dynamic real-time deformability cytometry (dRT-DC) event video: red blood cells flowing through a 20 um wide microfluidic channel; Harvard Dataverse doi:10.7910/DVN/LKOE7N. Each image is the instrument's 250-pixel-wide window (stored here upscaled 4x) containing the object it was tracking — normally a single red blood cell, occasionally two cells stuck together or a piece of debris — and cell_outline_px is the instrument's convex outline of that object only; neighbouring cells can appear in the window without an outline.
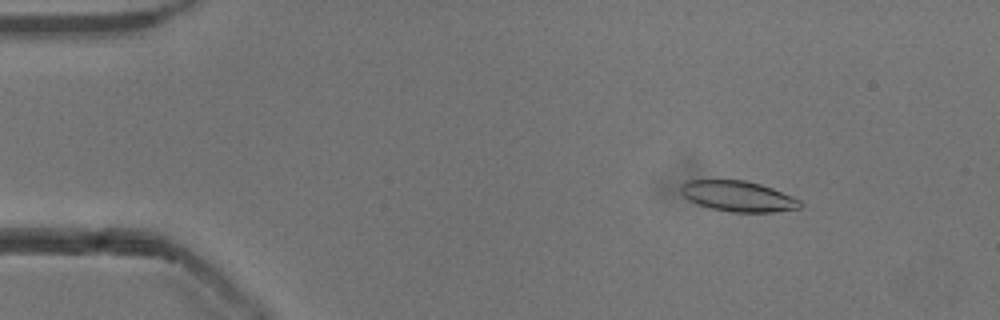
{"species": "common noctule bat (a hibernating species)", "species_latin": "Nyctalus noctula", "temperature_condition": "cold", "stored_images_in_passage": 48, "camera_frame_rate_fps": 3000, "um_per_image_px": 0.085, "animal": {"sex": "male", "body_mass_g": 13.3}, "frame": {"image": 1, "passage_image": 2, "time_ms": 0.333, "image_size_px": [1000, 320], "cell_outline_px": [[804, 204], [800, 208], [772, 212], [732, 212], [712, 208], [688, 200], [680, 192], [680, 184], [688, 180], [744, 180], [760, 184], [772, 188], [792, 196], [800, 200]], "centroid_in_image_um": [62.74, 16.67], "position_along_channel_um": 22.3, "area_um2": 21.21}}
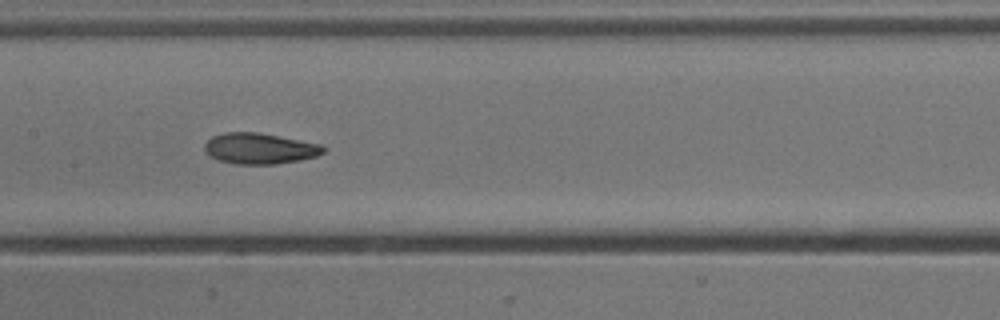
{"frame": {"image": 2, "passage_image": 21, "time_ms": 6.667, "image_size_px": [1000, 320], "cell_outline_px": [[324, 152], [316, 156], [300, 160], [276, 164], [236, 164], [220, 160], [212, 156], [204, 148], [204, 144], [212, 136], [224, 132], [256, 132], [320, 144], [324, 148]], "centroid_in_image_um": [22.06, 12.62], "position_along_channel_um": 185.3, "area_um2": 21.04}}
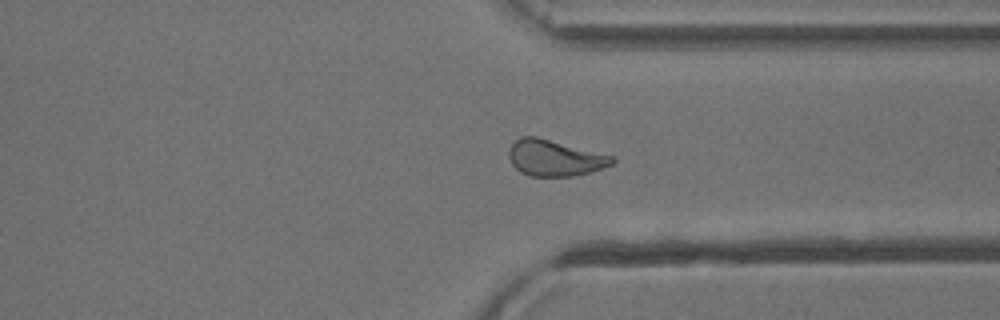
{"frame": {"image": 3, "passage_image": 35, "time_ms": 11.333, "image_size_px": [1000, 320], "cell_outline_px": [[616, 160], [612, 164], [588, 172], [572, 176], [528, 176], [520, 172], [512, 164], [508, 156], [508, 152], [512, 144], [520, 136], [536, 136], [612, 156]], "centroid_in_image_um": [47.09, 13.42], "position_along_channel_um": 364.3, "area_um2": 21.44}, "authors_computed_cell_mechanics": {"area_um2": 21.6172, "velocity_mm_per_s": 3.845, "shape_relaxation_time_tau1_ms": 4.2814, "shape_relaxation_time_tau2_ms": 2.7245, "deformation_change_tau1": 0.129, "deformation_change_tau2": 0.0859}}